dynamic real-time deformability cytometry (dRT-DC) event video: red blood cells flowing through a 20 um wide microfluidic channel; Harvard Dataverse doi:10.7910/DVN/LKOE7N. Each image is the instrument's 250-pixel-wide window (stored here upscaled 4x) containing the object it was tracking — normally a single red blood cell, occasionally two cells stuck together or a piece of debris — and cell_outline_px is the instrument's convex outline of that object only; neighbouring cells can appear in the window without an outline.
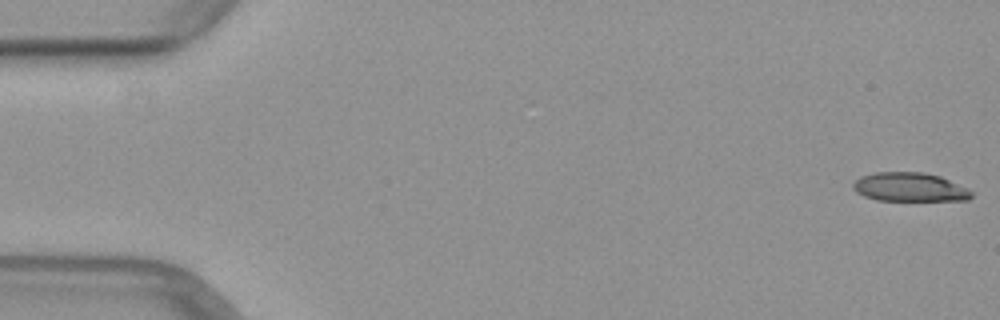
{"species": "common noctule bat (a hibernating species)", "species_latin": "Nyctalus noctula", "temperature_condition": "warm", "stored_images_in_passage": 16, "camera_frame_rate_fps": 3000, "um_per_image_px": 0.085, "animal": {"sex": "female", "body_mass_g": 29.2, "forearm_length_mm": 56.3}, "frame": {"image": 1, "passage_image": 1, "time_ms": 0.0, "image_size_px": [1000, 320], "cell_outline_px": [[972, 196], [968, 200], [876, 200], [864, 196], [856, 192], [852, 188], [852, 184], [860, 176], [872, 172], [924, 172], [940, 176], [968, 188], [972, 192]], "centroid_in_image_um": [77.3, 15.89], "position_along_channel_um": 7.7, "area_um2": 20.0}}
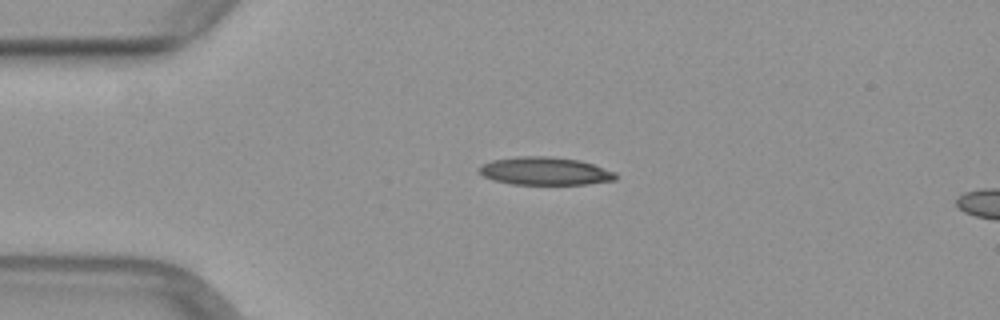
{"frame": {"image": 2, "passage_image": 12, "time_ms": 3.667, "image_size_px": [1000, 320], "cell_outline_px": [[616, 180], [588, 184], [512, 184], [492, 180], [476, 172], [476, 168], [480, 164], [492, 160], [516, 156], [548, 156], [580, 160], [616, 172]], "centroid_in_image_um": [46.26, 14.54], "position_along_channel_um": 38.7, "area_um2": 22.48}}